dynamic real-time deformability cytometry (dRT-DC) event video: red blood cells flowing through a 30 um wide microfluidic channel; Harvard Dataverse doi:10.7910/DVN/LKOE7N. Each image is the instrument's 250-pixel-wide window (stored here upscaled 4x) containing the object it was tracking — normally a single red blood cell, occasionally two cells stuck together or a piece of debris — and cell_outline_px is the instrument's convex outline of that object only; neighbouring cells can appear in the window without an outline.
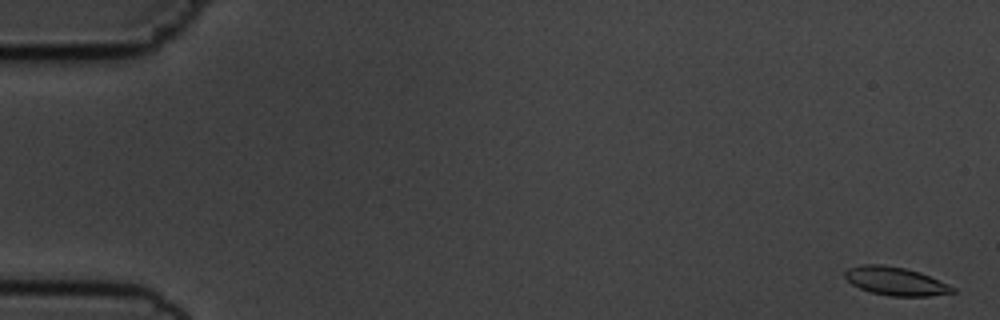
{"species": "common noctule bat (a hibernating species)", "species_latin": "Nyctalus noctula", "temperature_condition": "cold", "stored_images_in_passage": 55, "camera_frame_rate_fps": 3000, "um_per_image_px": 0.085, "animal": {"sex": "male", "body_mass_g": 19.5, "forearm_length_mm": 54.6}, "frame": {"image": 1, "passage_image": 1, "time_ms": 0.0, "image_size_px": [1000, 320], "cell_outline_px": [[956, 292], [928, 296], [888, 296], [872, 292], [860, 288], [852, 284], [844, 276], [844, 272], [848, 268], [860, 264], [880, 264], [904, 268], [920, 272], [956, 288]], "centroid_in_image_um": [76.11, 23.89], "position_along_channel_um": 8.9, "area_um2": 17.69}}
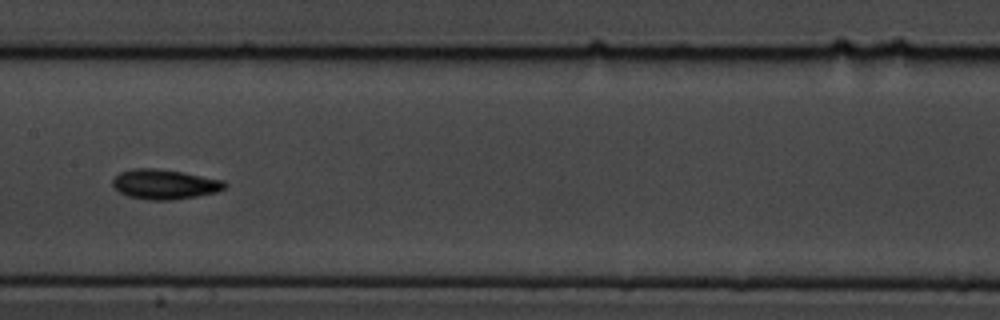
{"frame": {"image": 2, "passage_image": 28, "time_ms": 9.0, "image_size_px": [1000, 320], "cell_outline_px": [[228, 184], [224, 188], [216, 192], [196, 196], [172, 200], [152, 200], [128, 196], [120, 192], [112, 184], [112, 180], [120, 172], [132, 168], [156, 168], [184, 172], [224, 180]], "centroid_in_image_um": [14.0, 15.65], "position_along_channel_um": 193.4, "area_um2": 19.48}}
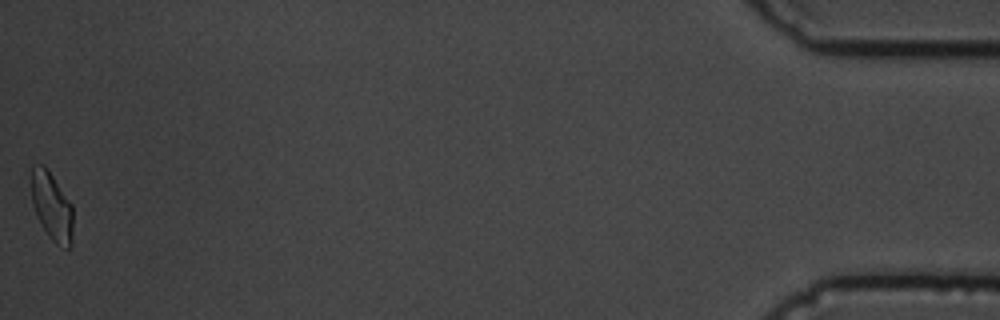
{"frame": {"image": 3, "passage_image": 55, "time_ms": 18.0, "image_size_px": [1000, 320], "cell_outline_px": [[72, 244], [68, 248], [64, 248], [56, 244], [48, 236], [40, 224], [36, 216], [32, 204], [32, 164], [44, 164], [72, 204]], "centroid_in_image_um": [4.4, 17.56], "position_along_channel_um": 430.8, "area_um2": 16.65}, "authors_computed_cell_mechanics": {"area_um2": 17.8024, "velocity_mm_per_s": 3.6657, "shape_relaxation_time_tau1_ms": 4.0124, "shape_relaxation_time_tau2_ms": null, "deformation_change_tau1": 0.1249, "deformation_change_tau2": null}}